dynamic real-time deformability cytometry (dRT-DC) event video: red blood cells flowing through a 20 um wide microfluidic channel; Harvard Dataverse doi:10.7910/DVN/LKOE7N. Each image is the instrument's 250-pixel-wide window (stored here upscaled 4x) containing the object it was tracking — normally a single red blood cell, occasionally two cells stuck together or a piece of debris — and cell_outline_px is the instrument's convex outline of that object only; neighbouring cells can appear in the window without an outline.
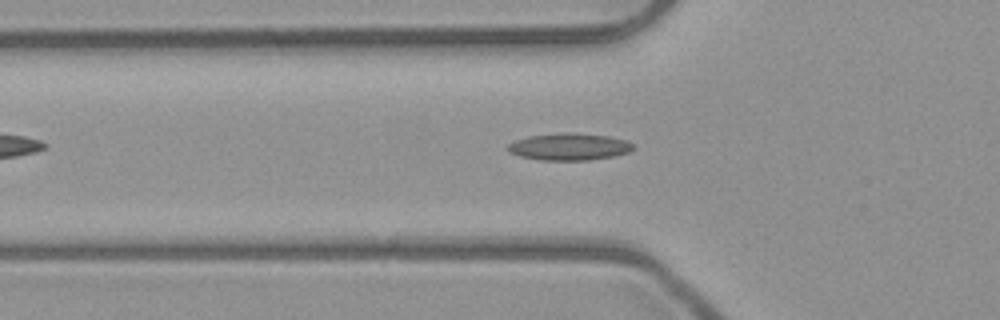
{"species": "common noctule bat (a hibernating species)", "species_latin": "Nyctalus noctula", "temperature_condition": "room temperature", "stored_images_in_passage": 41, "camera_frame_rate_fps": 3000, "um_per_image_px": 0.085, "animal": {"sex": "male", "body_mass_g": 23.1, "forearm_length_mm": 52.7}, "frame": {"image": 1, "passage_image": 10, "time_ms": 3.0, "image_size_px": [1000, 320], "cell_outline_px": [[632, 148], [628, 152], [612, 156], [588, 160], [540, 160], [520, 156], [508, 152], [508, 144], [516, 140], [528, 136], [564, 132], [608, 136], [624, 140], [632, 144]], "centroid_in_image_um": [48.32, 12.47], "position_along_channel_um": 77.5, "area_um2": 19.42}}
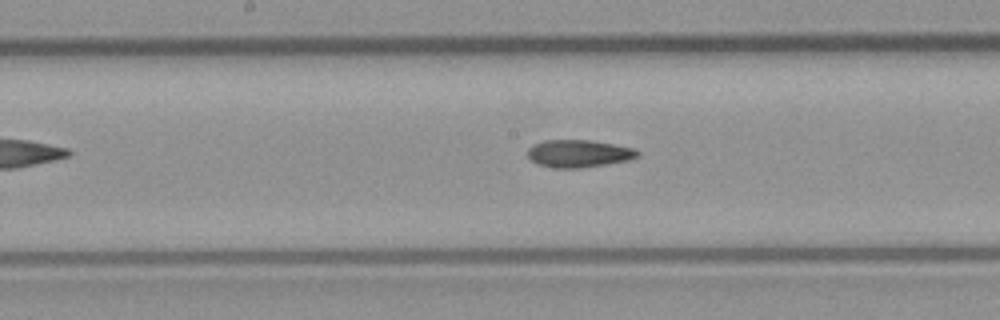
{"frame": {"image": 2, "passage_image": 19, "time_ms": 6.0, "image_size_px": [1000, 320], "cell_outline_px": [[640, 156], [628, 160], [580, 168], [552, 168], [536, 164], [528, 160], [528, 148], [544, 140], [588, 140], [612, 144], [632, 148], [640, 152]], "centroid_in_image_um": [49.15, 13.06], "position_along_channel_um": 199.1, "area_um2": 17.57}}
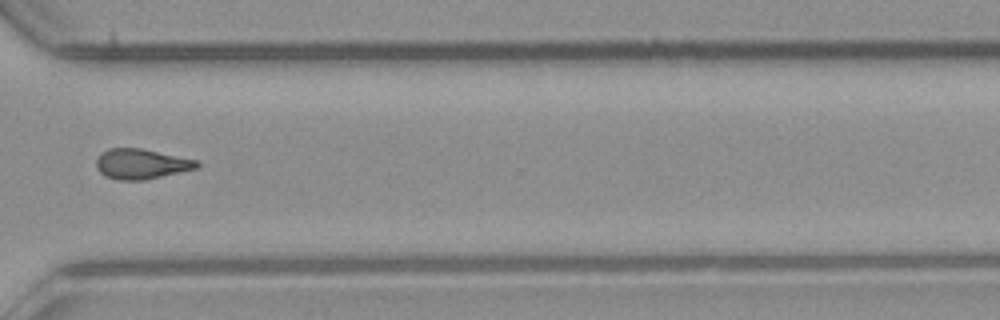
{"frame": {"image": 3, "passage_image": 31, "time_ms": 10.0, "image_size_px": [1000, 320], "cell_outline_px": [[200, 164], [196, 168], [180, 172], [144, 180], [116, 180], [104, 176], [96, 168], [96, 160], [100, 152], [108, 148], [140, 148], [196, 160]], "centroid_in_image_um": [11.94, 13.94], "position_along_channel_um": 358.7, "area_um2": 17.63}, "authors_computed_cell_mechanics": {"area_um2": 17.6868, "velocity_mm_per_s": 4.005, "shape_relaxation_time_tau1_ms": null, "shape_relaxation_time_tau2_ms": 4.8601, "deformation_change_tau1": null, "deformation_change_tau2": 0.1357}}